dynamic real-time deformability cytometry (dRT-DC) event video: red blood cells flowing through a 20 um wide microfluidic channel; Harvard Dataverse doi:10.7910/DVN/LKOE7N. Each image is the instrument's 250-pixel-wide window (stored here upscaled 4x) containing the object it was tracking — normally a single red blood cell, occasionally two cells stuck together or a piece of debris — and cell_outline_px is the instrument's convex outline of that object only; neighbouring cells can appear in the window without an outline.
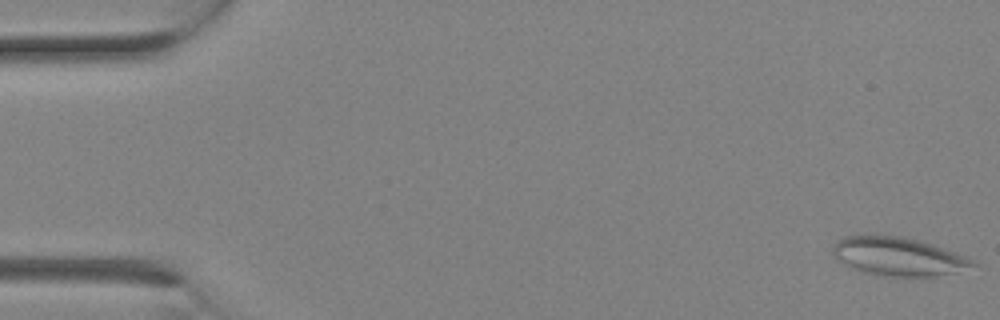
{"species": "Egyptian fruit bat (a non-hibernating species)", "species_latin": "Rousettus aegyptiacus", "temperature_condition": "room temperature", "stored_images_in_passage": 8, "camera_frame_rate_fps": 3000, "um_per_image_px": 0.085, "animal": {"sex": "female"}, "frame": {"image": 1, "passage_image": 1, "time_ms": 0.0, "image_size_px": [1000, 320], "cell_outline_px": [[980, 264], [956, 272], [936, 276], [876, 276], [852, 268], [844, 264], [832, 256], [832, 244], [844, 236], [904, 236], [920, 240], [968, 256], [976, 260]], "centroid_in_image_um": [76.37, 21.81], "position_along_channel_um": 8.6, "area_um2": 31.67}}